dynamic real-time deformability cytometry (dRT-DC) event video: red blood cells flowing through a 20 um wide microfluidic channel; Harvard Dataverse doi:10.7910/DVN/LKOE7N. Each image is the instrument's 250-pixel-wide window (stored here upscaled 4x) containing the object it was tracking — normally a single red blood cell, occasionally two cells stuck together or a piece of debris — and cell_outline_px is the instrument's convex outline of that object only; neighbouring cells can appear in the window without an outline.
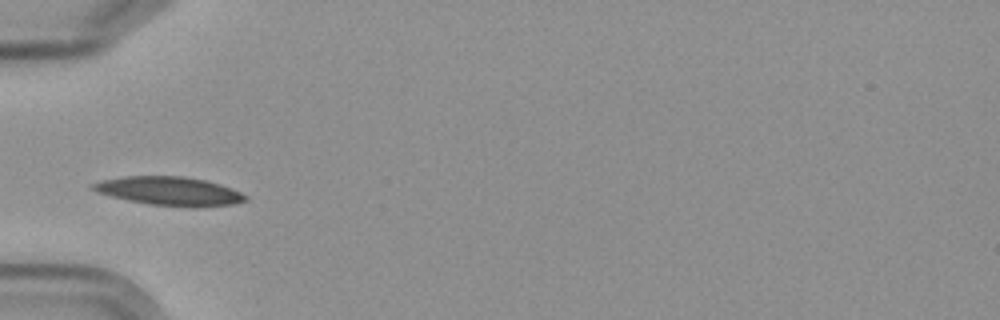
{"species": "Egyptian fruit bat (a non-hibernating species)", "species_latin": "Rousettus aegyptiacus", "temperature_condition": "cold", "stored_images_in_passage": 2, "camera_frame_rate_fps": 3000, "um_per_image_px": 0.085, "frame": {"image": 1, "passage_image": 1, "time_ms": 0.0, "image_size_px": [1000, 320], "cell_outline_px": [[248, 200], [232, 204], [192, 208], [148, 204], [128, 200], [112, 196], [88, 188], [92, 184], [100, 180], [124, 176], [184, 176], [204, 180], [220, 184], [232, 188], [248, 196]], "centroid_in_image_um": [14.42, 16.25], "position_along_channel_um": 70.6, "area_um2": 25.61}}
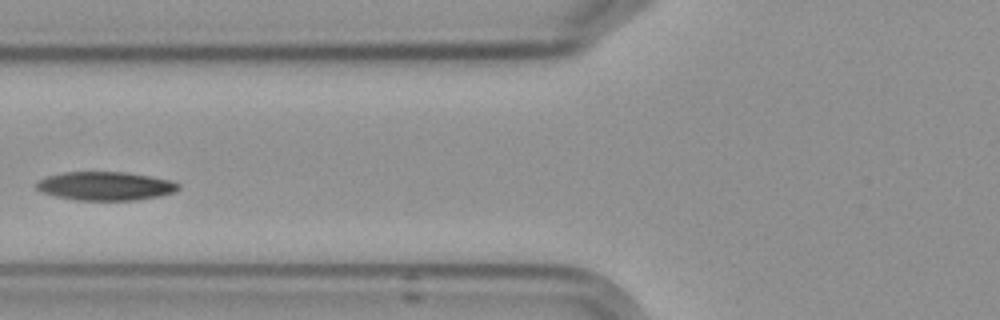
{"frame": {"image": 2, "passage_image": 2, "time_ms": 1.333, "image_size_px": [1000, 320], "cell_outline_px": [[180, 188], [172, 192], [160, 196], [136, 200], [76, 200], [56, 196], [40, 192], [36, 188], [36, 184], [40, 180], [48, 176], [64, 172], [124, 172], [172, 180], [180, 184]], "centroid_in_image_um": [8.96, 15.81], "position_along_channel_um": 116.8, "area_um2": 23.58}}